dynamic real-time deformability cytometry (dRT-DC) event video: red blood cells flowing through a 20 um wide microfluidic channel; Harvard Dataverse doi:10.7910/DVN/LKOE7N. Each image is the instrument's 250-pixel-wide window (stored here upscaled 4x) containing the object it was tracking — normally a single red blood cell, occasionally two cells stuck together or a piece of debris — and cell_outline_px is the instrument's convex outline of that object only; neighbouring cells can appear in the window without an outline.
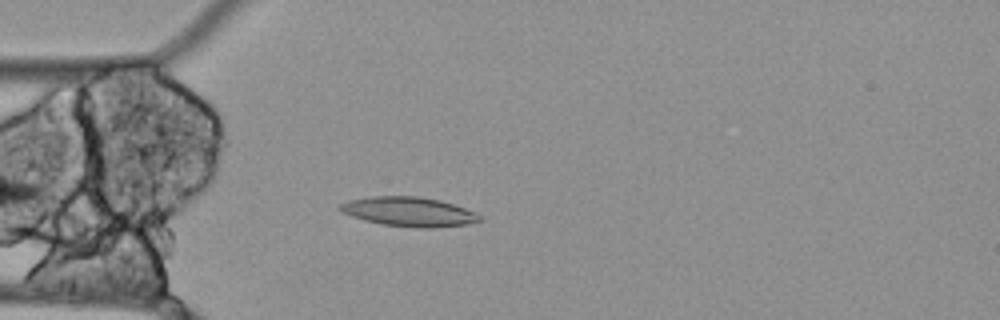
{"species": "Egyptian fruit bat (a non-hibernating species)", "species_latin": "Rousettus aegyptiacus", "temperature_condition": "cold", "stored_images_in_passage": 41, "camera_frame_rate_fps": 3000, "um_per_image_px": 0.085, "animal": {"sex": "female"}, "frame": {"image": 1, "passage_image": 4, "time_ms": 1.0, "image_size_px": [1000, 320], "cell_outline_px": [[480, 220], [464, 224], [432, 228], [424, 228], [384, 224], [364, 220], [352, 216], [336, 208], [340, 204], [348, 200], [372, 196], [416, 196], [440, 200], [476, 212], [480, 216]], "centroid_in_image_um": [34.72, 17.98], "position_along_channel_um": 50.3, "area_um2": 23.52}}
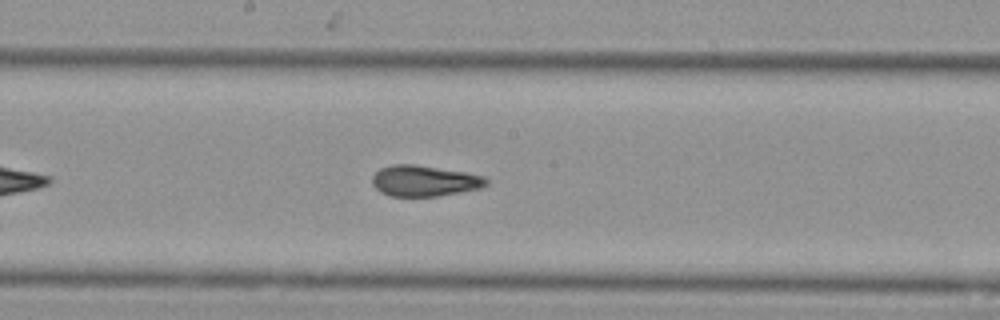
{"frame": {"image": 2, "passage_image": 18, "time_ms": 5.667, "image_size_px": [1000, 320], "cell_outline_px": [[488, 184], [480, 188], [436, 196], [392, 196], [380, 192], [372, 184], [372, 176], [380, 168], [392, 164], [416, 164], [464, 172], [484, 176], [488, 180]], "centroid_in_image_um": [36.04, 15.36], "position_along_channel_um": 212.2, "area_um2": 20.46}}
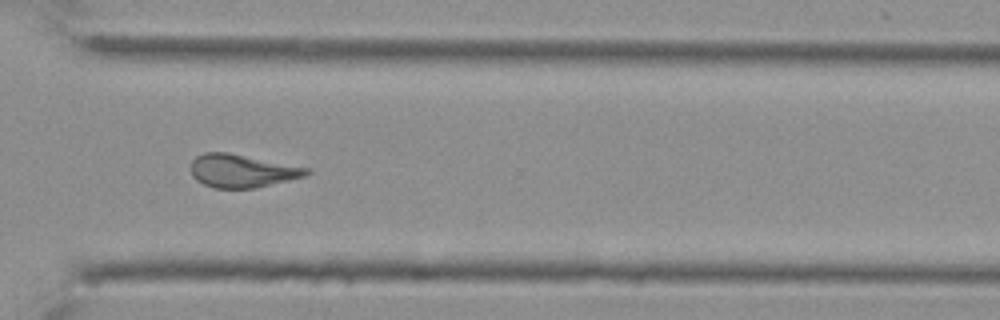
{"frame": {"image": 3, "passage_image": 30, "time_ms": 9.667, "image_size_px": [1000, 320], "cell_outline_px": [[312, 172], [308, 176], [252, 188], [212, 188], [196, 180], [192, 176], [192, 160], [196, 156], [204, 152], [228, 152], [308, 168]], "centroid_in_image_um": [20.56, 14.52], "position_along_channel_um": 350.0, "area_um2": 22.2}, "authors_computed_cell_mechanics": {"area_um2": 21.9062, "velocity_mm_per_s": 3.4444, "shape_relaxation_time_tau1_ms": null, "shape_relaxation_time_tau2_ms": 2.9903, "deformation_change_tau1": null, "deformation_change_tau2": 0.1096}}